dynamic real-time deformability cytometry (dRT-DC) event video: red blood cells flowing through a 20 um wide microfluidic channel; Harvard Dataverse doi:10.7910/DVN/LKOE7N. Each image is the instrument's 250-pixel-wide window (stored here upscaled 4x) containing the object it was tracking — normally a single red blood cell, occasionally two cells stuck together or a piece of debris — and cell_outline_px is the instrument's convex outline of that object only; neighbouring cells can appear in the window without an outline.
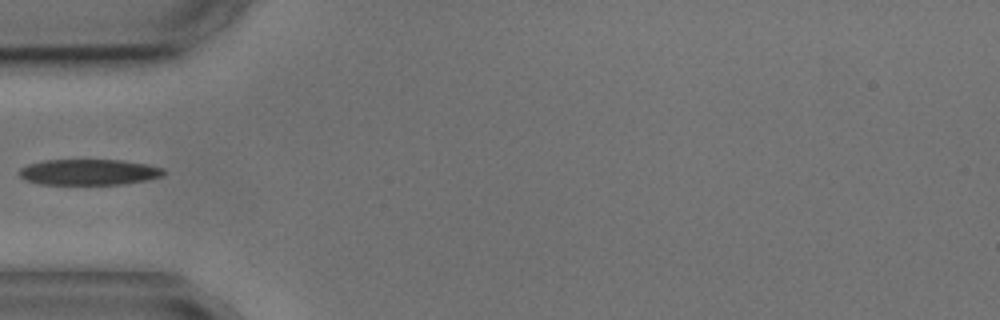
{"species": "common noctule bat (a hibernating species)", "species_latin": "Nyctalus noctula", "temperature_condition": "cold", "stored_images_in_passage": 1, "camera_frame_rate_fps": 3000, "um_per_image_px": 0.085, "animal": {"sex": "male", "body_mass_g": 17.9, "forearm_length_mm": 54.2}, "frame": {"image": 1, "passage_image": 1, "time_ms": 0.0, "image_size_px": [1000, 320], "cell_outline_px": [[164, 172], [160, 176], [144, 180], [120, 184], [40, 184], [24, 180], [16, 172], [20, 168], [28, 164], [44, 160], [124, 160], [148, 164], [164, 168]], "centroid_in_image_um": [7.49, 14.62], "position_along_channel_um": 77.5, "area_um2": 21.73}}